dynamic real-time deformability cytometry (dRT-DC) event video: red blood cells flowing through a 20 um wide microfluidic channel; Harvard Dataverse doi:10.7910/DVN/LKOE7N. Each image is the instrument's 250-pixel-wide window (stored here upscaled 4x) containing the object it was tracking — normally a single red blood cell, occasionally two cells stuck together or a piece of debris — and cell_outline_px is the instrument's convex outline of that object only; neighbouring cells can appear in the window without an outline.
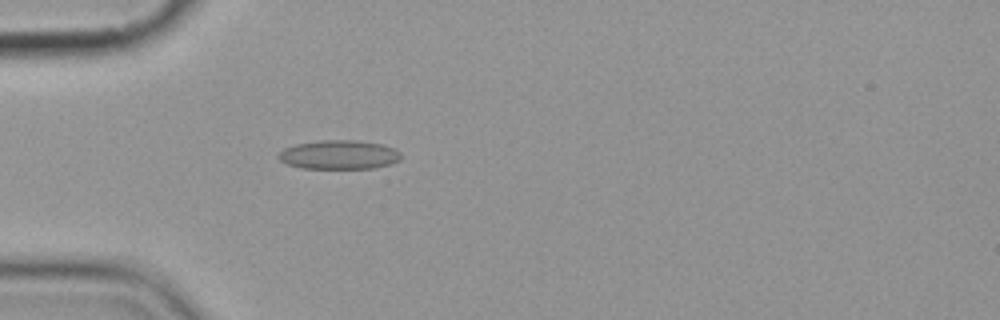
{"species": "common noctule bat (a hibernating species)", "species_latin": "Nyctalus noctula", "temperature_condition": "cold", "stored_images_in_passage": 1, "camera_frame_rate_fps": 3000, "um_per_image_px": 0.085, "animal": {"sex": "female", "body_mass_g": 19.9}, "frame": {"image": 1, "passage_image": 1, "time_ms": 0.0, "image_size_px": [1000, 320], "cell_outline_px": [[400, 160], [392, 164], [372, 168], [300, 168], [288, 164], [280, 160], [276, 156], [284, 148], [296, 144], [324, 140], [352, 140], [380, 144], [396, 148], [400, 152]], "centroid_in_image_um": [28.83, 13.15], "position_along_channel_um": 56.2, "area_um2": 20.63}}